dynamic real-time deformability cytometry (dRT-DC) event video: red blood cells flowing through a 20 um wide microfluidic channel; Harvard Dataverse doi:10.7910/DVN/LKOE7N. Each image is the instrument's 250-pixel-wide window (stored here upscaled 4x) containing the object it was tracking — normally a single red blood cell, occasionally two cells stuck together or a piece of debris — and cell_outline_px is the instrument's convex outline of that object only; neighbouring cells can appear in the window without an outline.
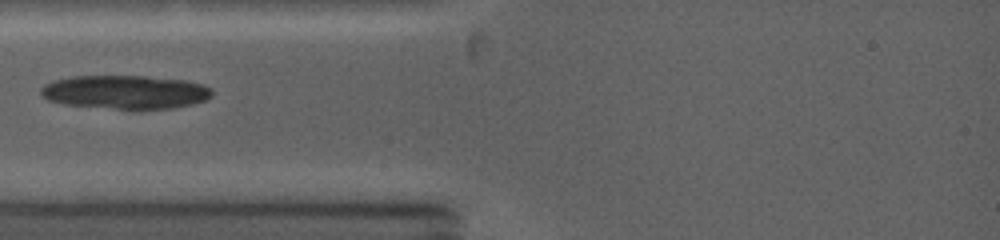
{"species": "common noctule bat (a hibernating species)", "species_latin": "Nyctalus noctula", "temperature_condition": "warm", "stored_images_in_passage": 31, "camera_frame_rate_fps": 5000, "um_per_image_px": 0.085, "animal": {"sex": "female", "body_mass_g": 19.0, "forearm_length_mm": 53.3}, "frame": {"image": 1, "passage_image": 1, "time_ms": 0.0, "image_size_px": [1000, 240], "cell_outline_px": [[212, 96], [204, 100], [192, 104], [172, 108], [136, 112], [132, 112], [64, 104], [48, 100], [40, 96], [40, 88], [44, 84], [52, 80], [72, 76], [144, 76], [184, 80], [204, 84], [212, 88]], "centroid_in_image_um": [10.63, 7.86], "position_along_channel_um": 74.4, "area_um2": 34.8}}
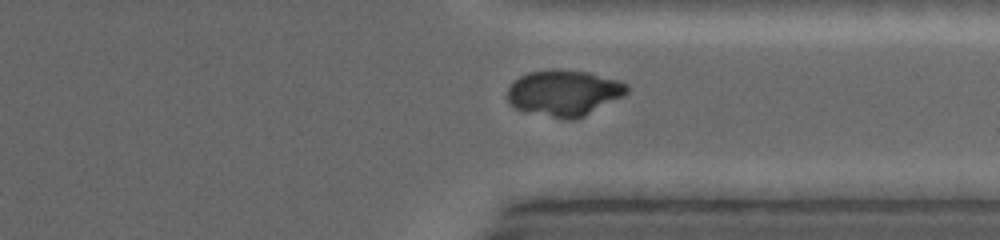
{"frame": {"image": 2, "passage_image": 25, "time_ms": 6.8, "image_size_px": [1000, 240], "cell_outline_px": [[628, 92], [584, 116], [572, 120], [564, 120], [524, 112], [516, 108], [508, 100], [508, 88], [520, 76], [528, 72], [560, 68], [588, 72], [620, 80], [628, 84]], "centroid_in_image_um": [47.93, 7.89], "position_along_channel_um": 363.5, "area_um2": 32.08}}
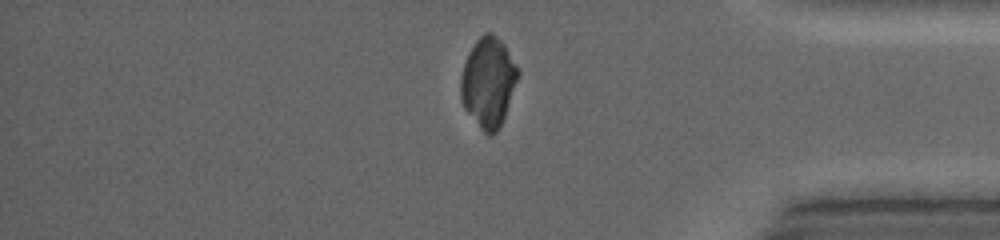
{"frame": {"image": 3, "passage_image": 29, "time_ms": 8.0, "image_size_px": [1000, 240], "cell_outline_px": [[520, 72], [504, 116], [496, 132], [492, 136], [488, 136], [480, 128], [464, 108], [460, 100], [460, 76], [468, 52], [476, 40], [484, 32], [492, 32], [504, 44], [516, 64]], "centroid_in_image_um": [41.48, 6.98], "position_along_channel_um": 393.7, "area_um2": 29.88}}